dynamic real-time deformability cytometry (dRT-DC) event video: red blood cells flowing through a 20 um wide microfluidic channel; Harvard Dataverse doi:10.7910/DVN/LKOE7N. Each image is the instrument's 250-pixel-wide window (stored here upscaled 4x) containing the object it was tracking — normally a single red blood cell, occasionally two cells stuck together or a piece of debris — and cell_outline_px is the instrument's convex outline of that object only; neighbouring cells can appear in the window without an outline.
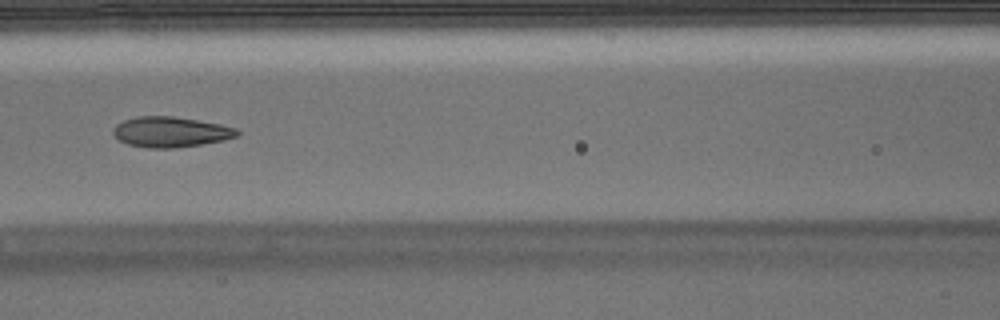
{"species": "Egyptian fruit bat (a non-hibernating species)", "species_latin": "Rousettus aegyptiacus", "temperature_condition": "warm", "stored_images_in_passage": 40, "camera_frame_rate_fps": 3000, "um_per_image_px": 0.085, "animal": {"sex": "male"}, "frame": {"image": 1, "passage_image": 10, "time_ms": 3.0, "image_size_px": [1000, 320], "cell_outline_px": [[240, 136], [224, 140], [204, 144], [176, 148], [148, 148], [128, 144], [120, 140], [112, 132], [116, 124], [124, 120], [136, 116], [172, 116], [220, 124], [236, 128], [240, 132]], "centroid_in_image_um": [14.54, 11.22], "position_along_channel_um": 152.1, "area_um2": 22.02}}
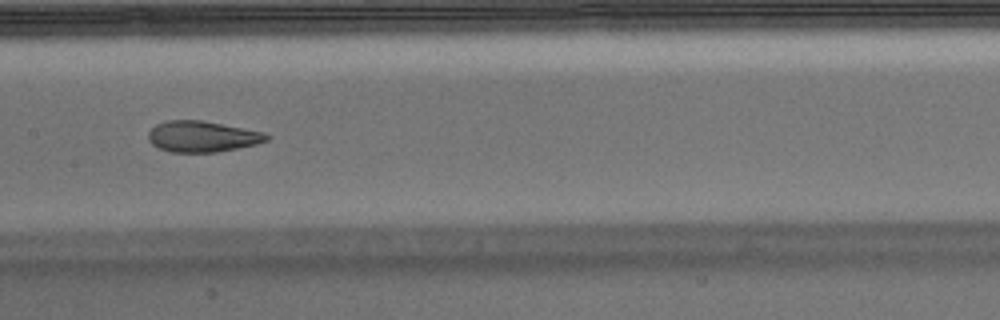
{"frame": {"image": 2, "passage_image": 13, "time_ms": 4.0, "image_size_px": [1000, 320], "cell_outline_px": [[272, 136], [268, 140], [256, 144], [216, 152], [172, 152], [160, 148], [152, 144], [148, 140], [148, 132], [156, 124], [168, 120], [200, 120], [264, 132]], "centroid_in_image_um": [17.19, 11.6], "position_along_channel_um": 190.2, "area_um2": 21.21}}
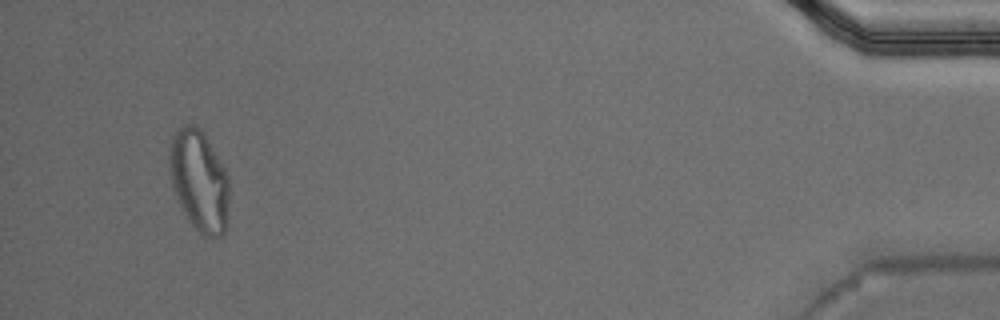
{"frame": {"image": 3, "passage_image": 37, "time_ms": 12.0, "image_size_px": [1000, 320], "cell_outline_px": [[228, 200], [224, 232], [216, 240], [212, 240], [204, 236], [192, 224], [176, 200], [172, 188], [168, 168], [168, 156], [172, 136], [176, 128], [184, 124], [192, 124], [200, 128], [204, 132], [224, 168], [228, 176]], "centroid_in_image_um": [16.89, 15.33], "position_along_channel_um": 418.3, "area_um2": 35.6}, "authors_computed_cell_mechanics": {"area_um2": 22.8021, "velocity_mm_per_s": 3.8081, "shape_relaxation_time_tau1_ms": null, "shape_relaxation_time_tau2_ms": 1.6599, "deformation_change_tau1": null, "deformation_change_tau2": 0.0856}}